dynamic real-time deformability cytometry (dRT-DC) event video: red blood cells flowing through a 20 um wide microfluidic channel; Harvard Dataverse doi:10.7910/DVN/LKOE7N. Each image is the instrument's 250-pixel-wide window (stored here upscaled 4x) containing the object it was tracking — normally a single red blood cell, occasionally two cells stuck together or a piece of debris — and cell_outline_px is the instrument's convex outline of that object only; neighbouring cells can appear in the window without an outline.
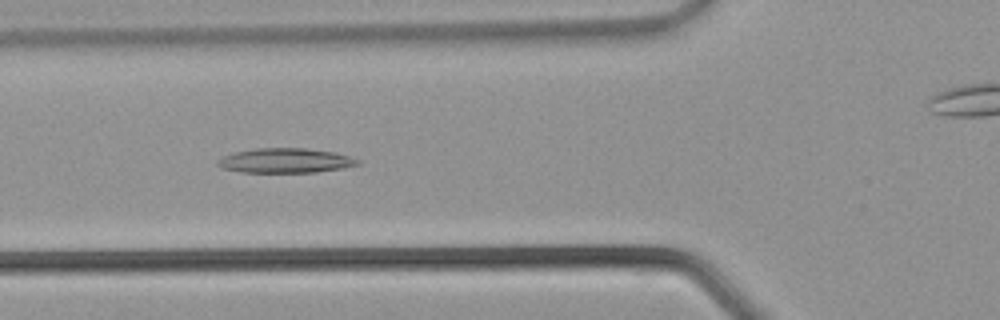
{"species": "common noctule bat (a hibernating species)", "species_latin": "Nyctalus noctula", "temperature_condition": "warm", "stored_images_in_passage": 36, "camera_frame_rate_fps": 3000, "um_per_image_px": 0.085, "animal": {"sex": "male", "body_mass_g": 21.5, "forearm_length_mm": 52.0}, "frame": {"image": 1, "passage_image": 12, "time_ms": 3.667, "image_size_px": [1000, 320], "cell_outline_px": [[360, 164], [344, 168], [316, 172], [240, 172], [220, 168], [216, 164], [216, 160], [224, 156], [236, 152], [256, 148], [304, 148], [336, 152], [360, 160]], "centroid_in_image_um": [24.25, 13.65], "position_along_channel_um": 101.5, "area_um2": 20.17}}
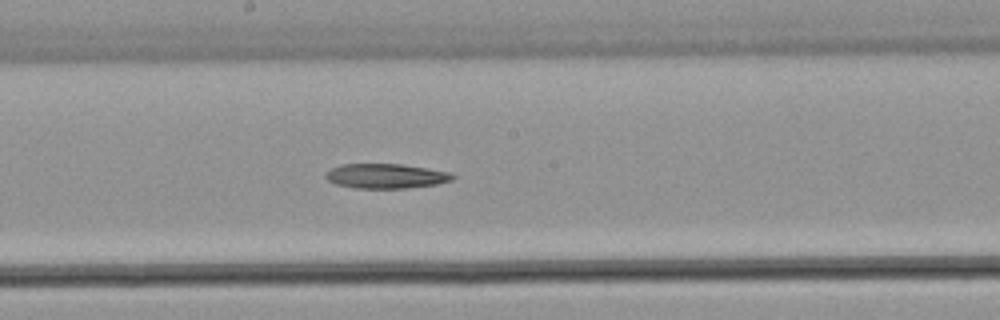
{"frame": {"image": 2, "passage_image": 18, "time_ms": 5.667, "image_size_px": [1000, 320], "cell_outline_px": [[456, 176], [452, 180], [436, 184], [404, 188], [356, 188], [336, 184], [328, 180], [324, 176], [332, 168], [340, 164], [400, 164], [428, 168], [448, 172]], "centroid_in_image_um": [32.8, 14.96], "position_along_channel_um": 215.4, "area_um2": 18.09}}
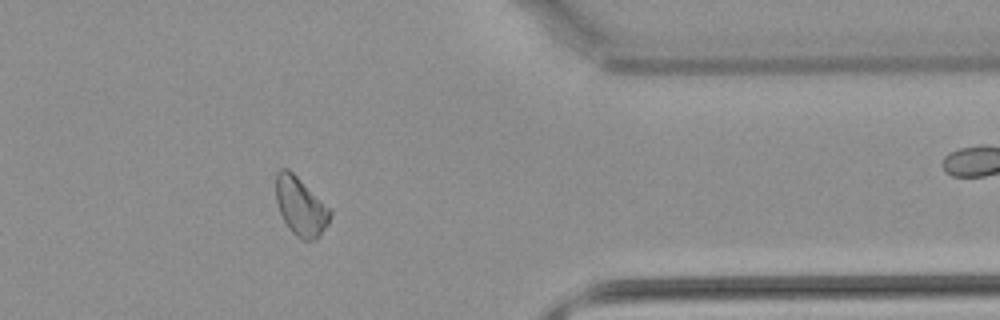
{"frame": {"image": 3, "passage_image": 28, "time_ms": 9.0, "image_size_px": [1000, 320], "cell_outline_px": [[332, 212], [328, 224], [316, 240], [300, 240], [288, 228], [280, 212], [276, 200], [276, 172], [280, 168], [288, 168], [332, 208]], "centroid_in_image_um": [25.58, 17.54], "position_along_channel_um": 385.8, "area_um2": 18.73}}